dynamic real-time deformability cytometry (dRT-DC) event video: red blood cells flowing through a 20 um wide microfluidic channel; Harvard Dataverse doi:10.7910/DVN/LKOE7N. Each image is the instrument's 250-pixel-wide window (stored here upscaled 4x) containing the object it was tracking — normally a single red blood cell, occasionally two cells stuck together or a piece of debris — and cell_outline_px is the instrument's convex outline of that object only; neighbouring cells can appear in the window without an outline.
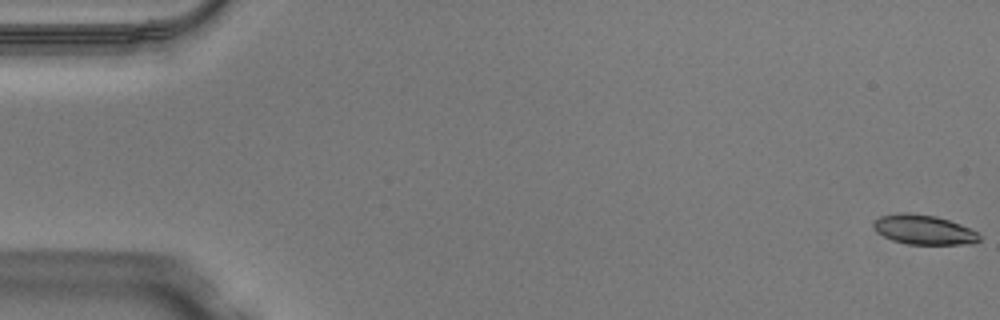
{"species": "Egyptian fruit bat (a non-hibernating species)", "species_latin": "Rousettus aegyptiacus", "temperature_condition": "warm", "stored_images_in_passage": 50, "camera_frame_rate_fps": 3000, "um_per_image_px": 0.085, "animal": {"sex": "male"}, "frame": {"image": 1, "passage_image": 1, "time_ms": 0.0, "image_size_px": [1000, 320], "cell_outline_px": [[980, 240], [960, 244], [908, 244], [892, 240], [876, 232], [872, 224], [880, 216], [908, 212], [936, 216], [960, 224], [976, 232], [980, 236]], "centroid_in_image_um": [78.47, 19.52], "position_along_channel_um": 6.5, "area_um2": 17.92}}
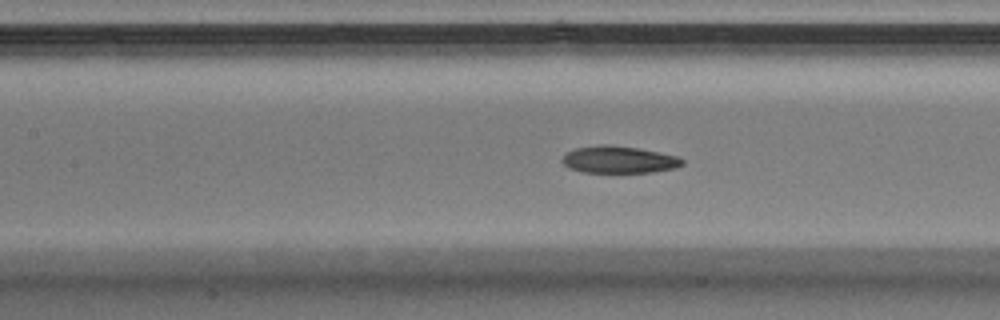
{"frame": {"image": 2, "passage_image": 23, "time_ms": 7.333, "image_size_px": [1000, 320], "cell_outline_px": [[684, 164], [676, 168], [652, 172], [584, 172], [568, 168], [560, 160], [564, 152], [576, 148], [600, 144], [608, 144], [636, 148], [676, 156], [684, 160]], "centroid_in_image_um": [52.55, 13.57], "position_along_channel_um": 154.9, "area_um2": 18.96}}
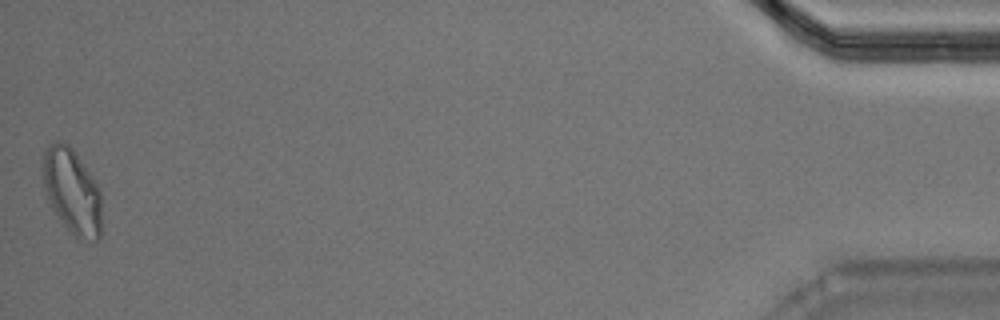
{"frame": {"image": 3, "passage_image": 50, "time_ms": 16.333, "image_size_px": [1000, 320], "cell_outline_px": [[100, 236], [96, 240], [76, 240], [68, 232], [52, 208], [48, 200], [44, 188], [40, 168], [44, 152], [56, 140], [64, 140], [72, 148], [92, 176], [100, 188]], "centroid_in_image_um": [6.09, 16.27], "position_along_channel_um": 429.1, "area_um2": 29.65}, "authors_computed_cell_mechanics": {"area_um2": 19.363, "velocity_mm_per_s": 4.081, "shape_relaxation_time_tau1_ms": null, "shape_relaxation_time_tau2_ms": 4.5999, "deformation_change_tau1": null, "deformation_change_tau2": 0.114}}